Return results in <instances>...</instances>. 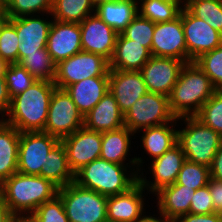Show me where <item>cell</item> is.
I'll use <instances>...</instances> for the list:
<instances>
[{"mask_svg": "<svg viewBox=\"0 0 222 222\" xmlns=\"http://www.w3.org/2000/svg\"><path fill=\"white\" fill-rule=\"evenodd\" d=\"M181 19L187 46V63L222 44V34L206 21L192 15L184 6L181 9Z\"/></svg>", "mask_w": 222, "mask_h": 222, "instance_id": "obj_11", "label": "cell"}, {"mask_svg": "<svg viewBox=\"0 0 222 222\" xmlns=\"http://www.w3.org/2000/svg\"><path fill=\"white\" fill-rule=\"evenodd\" d=\"M19 64L36 80L54 82L57 64L51 58L47 48L39 49V53L27 54Z\"/></svg>", "mask_w": 222, "mask_h": 222, "instance_id": "obj_32", "label": "cell"}, {"mask_svg": "<svg viewBox=\"0 0 222 222\" xmlns=\"http://www.w3.org/2000/svg\"><path fill=\"white\" fill-rule=\"evenodd\" d=\"M54 82L36 80L24 92L11 98L9 118L2 120L21 132L44 131Z\"/></svg>", "mask_w": 222, "mask_h": 222, "instance_id": "obj_1", "label": "cell"}, {"mask_svg": "<svg viewBox=\"0 0 222 222\" xmlns=\"http://www.w3.org/2000/svg\"><path fill=\"white\" fill-rule=\"evenodd\" d=\"M83 126L100 133L109 132L125 126L124 114L120 111L110 91L84 116Z\"/></svg>", "mask_w": 222, "mask_h": 222, "instance_id": "obj_21", "label": "cell"}, {"mask_svg": "<svg viewBox=\"0 0 222 222\" xmlns=\"http://www.w3.org/2000/svg\"><path fill=\"white\" fill-rule=\"evenodd\" d=\"M195 190L183 185L172 184L161 188L155 194L158 196L160 214H163L170 220L189 213L191 199Z\"/></svg>", "mask_w": 222, "mask_h": 222, "instance_id": "obj_24", "label": "cell"}, {"mask_svg": "<svg viewBox=\"0 0 222 222\" xmlns=\"http://www.w3.org/2000/svg\"><path fill=\"white\" fill-rule=\"evenodd\" d=\"M154 28V22L137 14L121 32V34L125 38L134 40L136 43L141 44L151 52Z\"/></svg>", "mask_w": 222, "mask_h": 222, "instance_id": "obj_38", "label": "cell"}, {"mask_svg": "<svg viewBox=\"0 0 222 222\" xmlns=\"http://www.w3.org/2000/svg\"><path fill=\"white\" fill-rule=\"evenodd\" d=\"M65 90L71 96L80 113L85 116L109 91V77H90L68 85Z\"/></svg>", "mask_w": 222, "mask_h": 222, "instance_id": "obj_22", "label": "cell"}, {"mask_svg": "<svg viewBox=\"0 0 222 222\" xmlns=\"http://www.w3.org/2000/svg\"><path fill=\"white\" fill-rule=\"evenodd\" d=\"M8 19H9L8 14L5 11L3 3H1L0 4V30Z\"/></svg>", "mask_w": 222, "mask_h": 222, "instance_id": "obj_50", "label": "cell"}, {"mask_svg": "<svg viewBox=\"0 0 222 222\" xmlns=\"http://www.w3.org/2000/svg\"><path fill=\"white\" fill-rule=\"evenodd\" d=\"M58 187L40 175L16 172L2 183V198L12 213H33L58 194Z\"/></svg>", "mask_w": 222, "mask_h": 222, "instance_id": "obj_3", "label": "cell"}, {"mask_svg": "<svg viewBox=\"0 0 222 222\" xmlns=\"http://www.w3.org/2000/svg\"><path fill=\"white\" fill-rule=\"evenodd\" d=\"M20 132L0 119V183L17 172Z\"/></svg>", "mask_w": 222, "mask_h": 222, "instance_id": "obj_25", "label": "cell"}, {"mask_svg": "<svg viewBox=\"0 0 222 222\" xmlns=\"http://www.w3.org/2000/svg\"><path fill=\"white\" fill-rule=\"evenodd\" d=\"M195 117L222 136V91H216Z\"/></svg>", "mask_w": 222, "mask_h": 222, "instance_id": "obj_37", "label": "cell"}, {"mask_svg": "<svg viewBox=\"0 0 222 222\" xmlns=\"http://www.w3.org/2000/svg\"><path fill=\"white\" fill-rule=\"evenodd\" d=\"M184 65L179 59L151 56L140 69L148 92L169 97Z\"/></svg>", "mask_w": 222, "mask_h": 222, "instance_id": "obj_14", "label": "cell"}, {"mask_svg": "<svg viewBox=\"0 0 222 222\" xmlns=\"http://www.w3.org/2000/svg\"><path fill=\"white\" fill-rule=\"evenodd\" d=\"M208 187L212 197L214 212L222 214V181L210 177Z\"/></svg>", "mask_w": 222, "mask_h": 222, "instance_id": "obj_43", "label": "cell"}, {"mask_svg": "<svg viewBox=\"0 0 222 222\" xmlns=\"http://www.w3.org/2000/svg\"><path fill=\"white\" fill-rule=\"evenodd\" d=\"M8 18H17L35 13L51 14L53 0H2Z\"/></svg>", "mask_w": 222, "mask_h": 222, "instance_id": "obj_35", "label": "cell"}, {"mask_svg": "<svg viewBox=\"0 0 222 222\" xmlns=\"http://www.w3.org/2000/svg\"><path fill=\"white\" fill-rule=\"evenodd\" d=\"M184 7L222 34V0H187Z\"/></svg>", "mask_w": 222, "mask_h": 222, "instance_id": "obj_33", "label": "cell"}, {"mask_svg": "<svg viewBox=\"0 0 222 222\" xmlns=\"http://www.w3.org/2000/svg\"><path fill=\"white\" fill-rule=\"evenodd\" d=\"M172 222H222V214H191L187 213L181 217L174 219Z\"/></svg>", "mask_w": 222, "mask_h": 222, "instance_id": "obj_44", "label": "cell"}, {"mask_svg": "<svg viewBox=\"0 0 222 222\" xmlns=\"http://www.w3.org/2000/svg\"><path fill=\"white\" fill-rule=\"evenodd\" d=\"M65 147L68 164L75 174L82 167L100 158L102 133L81 127L60 139Z\"/></svg>", "mask_w": 222, "mask_h": 222, "instance_id": "obj_12", "label": "cell"}, {"mask_svg": "<svg viewBox=\"0 0 222 222\" xmlns=\"http://www.w3.org/2000/svg\"><path fill=\"white\" fill-rule=\"evenodd\" d=\"M210 168V176L214 179L222 181V145L216 152Z\"/></svg>", "mask_w": 222, "mask_h": 222, "instance_id": "obj_46", "label": "cell"}, {"mask_svg": "<svg viewBox=\"0 0 222 222\" xmlns=\"http://www.w3.org/2000/svg\"><path fill=\"white\" fill-rule=\"evenodd\" d=\"M137 0H115L104 2L95 7V13L118 34L136 17Z\"/></svg>", "mask_w": 222, "mask_h": 222, "instance_id": "obj_26", "label": "cell"}, {"mask_svg": "<svg viewBox=\"0 0 222 222\" xmlns=\"http://www.w3.org/2000/svg\"><path fill=\"white\" fill-rule=\"evenodd\" d=\"M195 63L209 77L217 91H222V44L202 54Z\"/></svg>", "mask_w": 222, "mask_h": 222, "instance_id": "obj_36", "label": "cell"}, {"mask_svg": "<svg viewBox=\"0 0 222 222\" xmlns=\"http://www.w3.org/2000/svg\"><path fill=\"white\" fill-rule=\"evenodd\" d=\"M151 52L134 40L118 34L112 59L109 61V69L124 71H140L151 57Z\"/></svg>", "mask_w": 222, "mask_h": 222, "instance_id": "obj_23", "label": "cell"}, {"mask_svg": "<svg viewBox=\"0 0 222 222\" xmlns=\"http://www.w3.org/2000/svg\"><path fill=\"white\" fill-rule=\"evenodd\" d=\"M176 1H178L179 3H184L185 1H187V0H184V1H182V0H176Z\"/></svg>", "mask_w": 222, "mask_h": 222, "instance_id": "obj_54", "label": "cell"}, {"mask_svg": "<svg viewBox=\"0 0 222 222\" xmlns=\"http://www.w3.org/2000/svg\"><path fill=\"white\" fill-rule=\"evenodd\" d=\"M160 215L162 216H160V219L152 216H142L137 222H172V220L168 219L163 214Z\"/></svg>", "mask_w": 222, "mask_h": 222, "instance_id": "obj_49", "label": "cell"}, {"mask_svg": "<svg viewBox=\"0 0 222 222\" xmlns=\"http://www.w3.org/2000/svg\"><path fill=\"white\" fill-rule=\"evenodd\" d=\"M7 66V63H5L1 58H0V76H4V70L5 67Z\"/></svg>", "mask_w": 222, "mask_h": 222, "instance_id": "obj_51", "label": "cell"}, {"mask_svg": "<svg viewBox=\"0 0 222 222\" xmlns=\"http://www.w3.org/2000/svg\"><path fill=\"white\" fill-rule=\"evenodd\" d=\"M191 214H211L214 213L212 197L208 185L195 190L189 208Z\"/></svg>", "mask_w": 222, "mask_h": 222, "instance_id": "obj_42", "label": "cell"}, {"mask_svg": "<svg viewBox=\"0 0 222 222\" xmlns=\"http://www.w3.org/2000/svg\"><path fill=\"white\" fill-rule=\"evenodd\" d=\"M144 190L138 182L125 193L108 196L107 222H137L143 214Z\"/></svg>", "mask_w": 222, "mask_h": 222, "instance_id": "obj_20", "label": "cell"}, {"mask_svg": "<svg viewBox=\"0 0 222 222\" xmlns=\"http://www.w3.org/2000/svg\"><path fill=\"white\" fill-rule=\"evenodd\" d=\"M178 120L170 111L168 97L152 92L142 95L124 115L125 127L133 133L169 122L173 126Z\"/></svg>", "mask_w": 222, "mask_h": 222, "instance_id": "obj_7", "label": "cell"}, {"mask_svg": "<svg viewBox=\"0 0 222 222\" xmlns=\"http://www.w3.org/2000/svg\"><path fill=\"white\" fill-rule=\"evenodd\" d=\"M92 3L94 4V6H98L99 4L101 3H104V2H110V1H115V0H91Z\"/></svg>", "mask_w": 222, "mask_h": 222, "instance_id": "obj_52", "label": "cell"}, {"mask_svg": "<svg viewBox=\"0 0 222 222\" xmlns=\"http://www.w3.org/2000/svg\"><path fill=\"white\" fill-rule=\"evenodd\" d=\"M84 125V116L65 89L55 88L50 100L44 131L62 139Z\"/></svg>", "mask_w": 222, "mask_h": 222, "instance_id": "obj_9", "label": "cell"}, {"mask_svg": "<svg viewBox=\"0 0 222 222\" xmlns=\"http://www.w3.org/2000/svg\"><path fill=\"white\" fill-rule=\"evenodd\" d=\"M185 160V154L181 147L176 144L170 150L152 161L151 172L154 182L147 181L146 177L143 178L140 174L139 183L144 187V189L149 188V191L156 193L161 188L172 185L176 182L179 171L181 170Z\"/></svg>", "mask_w": 222, "mask_h": 222, "instance_id": "obj_19", "label": "cell"}, {"mask_svg": "<svg viewBox=\"0 0 222 222\" xmlns=\"http://www.w3.org/2000/svg\"><path fill=\"white\" fill-rule=\"evenodd\" d=\"M16 28L18 36V63L27 54L39 53L46 48L52 21L41 19L38 15H26L8 19Z\"/></svg>", "mask_w": 222, "mask_h": 222, "instance_id": "obj_16", "label": "cell"}, {"mask_svg": "<svg viewBox=\"0 0 222 222\" xmlns=\"http://www.w3.org/2000/svg\"><path fill=\"white\" fill-rule=\"evenodd\" d=\"M45 165L41 166V176L50 180L58 188L74 182V173L71 171L65 147L59 141L48 153Z\"/></svg>", "mask_w": 222, "mask_h": 222, "instance_id": "obj_27", "label": "cell"}, {"mask_svg": "<svg viewBox=\"0 0 222 222\" xmlns=\"http://www.w3.org/2000/svg\"><path fill=\"white\" fill-rule=\"evenodd\" d=\"M59 141L58 137L43 131L21 132L17 172L41 176V166L45 165L48 153Z\"/></svg>", "mask_w": 222, "mask_h": 222, "instance_id": "obj_10", "label": "cell"}, {"mask_svg": "<svg viewBox=\"0 0 222 222\" xmlns=\"http://www.w3.org/2000/svg\"><path fill=\"white\" fill-rule=\"evenodd\" d=\"M11 104L5 76H0V113L7 115Z\"/></svg>", "mask_w": 222, "mask_h": 222, "instance_id": "obj_45", "label": "cell"}, {"mask_svg": "<svg viewBox=\"0 0 222 222\" xmlns=\"http://www.w3.org/2000/svg\"><path fill=\"white\" fill-rule=\"evenodd\" d=\"M18 46L16 28L7 20L0 30V58L7 64L18 63Z\"/></svg>", "mask_w": 222, "mask_h": 222, "instance_id": "obj_40", "label": "cell"}, {"mask_svg": "<svg viewBox=\"0 0 222 222\" xmlns=\"http://www.w3.org/2000/svg\"><path fill=\"white\" fill-rule=\"evenodd\" d=\"M127 167L98 158L74 174V182L99 194L112 196L130 190L139 182L138 172L126 175ZM130 178H129V177Z\"/></svg>", "mask_w": 222, "mask_h": 222, "instance_id": "obj_4", "label": "cell"}, {"mask_svg": "<svg viewBox=\"0 0 222 222\" xmlns=\"http://www.w3.org/2000/svg\"><path fill=\"white\" fill-rule=\"evenodd\" d=\"M109 91L125 115L148 90L140 71L109 69Z\"/></svg>", "mask_w": 222, "mask_h": 222, "instance_id": "obj_17", "label": "cell"}, {"mask_svg": "<svg viewBox=\"0 0 222 222\" xmlns=\"http://www.w3.org/2000/svg\"><path fill=\"white\" fill-rule=\"evenodd\" d=\"M82 51L99 54L110 61L113 57L118 33L95 12L80 24Z\"/></svg>", "mask_w": 222, "mask_h": 222, "instance_id": "obj_15", "label": "cell"}, {"mask_svg": "<svg viewBox=\"0 0 222 222\" xmlns=\"http://www.w3.org/2000/svg\"><path fill=\"white\" fill-rule=\"evenodd\" d=\"M94 10L91 0H53L50 15L55 21L80 24Z\"/></svg>", "mask_w": 222, "mask_h": 222, "instance_id": "obj_30", "label": "cell"}, {"mask_svg": "<svg viewBox=\"0 0 222 222\" xmlns=\"http://www.w3.org/2000/svg\"><path fill=\"white\" fill-rule=\"evenodd\" d=\"M142 2L138 7L140 16L152 22L162 23L172 21L177 18L182 9V5L176 0H139Z\"/></svg>", "mask_w": 222, "mask_h": 222, "instance_id": "obj_31", "label": "cell"}, {"mask_svg": "<svg viewBox=\"0 0 222 222\" xmlns=\"http://www.w3.org/2000/svg\"><path fill=\"white\" fill-rule=\"evenodd\" d=\"M4 76L11 98L24 92L36 79L19 63L7 64Z\"/></svg>", "mask_w": 222, "mask_h": 222, "instance_id": "obj_39", "label": "cell"}, {"mask_svg": "<svg viewBox=\"0 0 222 222\" xmlns=\"http://www.w3.org/2000/svg\"><path fill=\"white\" fill-rule=\"evenodd\" d=\"M33 214L38 222H69L62 199L58 195L40 205Z\"/></svg>", "mask_w": 222, "mask_h": 222, "instance_id": "obj_41", "label": "cell"}, {"mask_svg": "<svg viewBox=\"0 0 222 222\" xmlns=\"http://www.w3.org/2000/svg\"><path fill=\"white\" fill-rule=\"evenodd\" d=\"M90 77H109V61L99 54L80 51L56 65L54 84L65 89Z\"/></svg>", "mask_w": 222, "mask_h": 222, "instance_id": "obj_8", "label": "cell"}, {"mask_svg": "<svg viewBox=\"0 0 222 222\" xmlns=\"http://www.w3.org/2000/svg\"><path fill=\"white\" fill-rule=\"evenodd\" d=\"M69 222H107L108 196L69 183L58 189Z\"/></svg>", "mask_w": 222, "mask_h": 222, "instance_id": "obj_6", "label": "cell"}, {"mask_svg": "<svg viewBox=\"0 0 222 222\" xmlns=\"http://www.w3.org/2000/svg\"><path fill=\"white\" fill-rule=\"evenodd\" d=\"M27 215L25 216V213L24 215L23 213H12L9 222H38V219L33 213H27Z\"/></svg>", "mask_w": 222, "mask_h": 222, "instance_id": "obj_47", "label": "cell"}, {"mask_svg": "<svg viewBox=\"0 0 222 222\" xmlns=\"http://www.w3.org/2000/svg\"><path fill=\"white\" fill-rule=\"evenodd\" d=\"M210 168L189 160H185L175 184L186 186L197 190L209 183Z\"/></svg>", "mask_w": 222, "mask_h": 222, "instance_id": "obj_34", "label": "cell"}, {"mask_svg": "<svg viewBox=\"0 0 222 222\" xmlns=\"http://www.w3.org/2000/svg\"><path fill=\"white\" fill-rule=\"evenodd\" d=\"M186 122V127L177 130V144L189 161L210 167L216 152L222 145V136L204 125L195 116L178 118Z\"/></svg>", "mask_w": 222, "mask_h": 222, "instance_id": "obj_5", "label": "cell"}, {"mask_svg": "<svg viewBox=\"0 0 222 222\" xmlns=\"http://www.w3.org/2000/svg\"><path fill=\"white\" fill-rule=\"evenodd\" d=\"M2 198V184L0 183V199Z\"/></svg>", "mask_w": 222, "mask_h": 222, "instance_id": "obj_53", "label": "cell"}, {"mask_svg": "<svg viewBox=\"0 0 222 222\" xmlns=\"http://www.w3.org/2000/svg\"><path fill=\"white\" fill-rule=\"evenodd\" d=\"M46 48L56 64L82 51L79 23L53 20Z\"/></svg>", "mask_w": 222, "mask_h": 222, "instance_id": "obj_18", "label": "cell"}, {"mask_svg": "<svg viewBox=\"0 0 222 222\" xmlns=\"http://www.w3.org/2000/svg\"><path fill=\"white\" fill-rule=\"evenodd\" d=\"M216 91L195 61L185 63L168 97L170 111L176 118L195 116Z\"/></svg>", "mask_w": 222, "mask_h": 222, "instance_id": "obj_2", "label": "cell"}, {"mask_svg": "<svg viewBox=\"0 0 222 222\" xmlns=\"http://www.w3.org/2000/svg\"><path fill=\"white\" fill-rule=\"evenodd\" d=\"M131 135L134 133L125 126L103 132L100 158L109 162L124 164L131 145Z\"/></svg>", "mask_w": 222, "mask_h": 222, "instance_id": "obj_28", "label": "cell"}, {"mask_svg": "<svg viewBox=\"0 0 222 222\" xmlns=\"http://www.w3.org/2000/svg\"><path fill=\"white\" fill-rule=\"evenodd\" d=\"M151 55L179 59L187 63V46L181 11L174 20L155 24Z\"/></svg>", "mask_w": 222, "mask_h": 222, "instance_id": "obj_13", "label": "cell"}, {"mask_svg": "<svg viewBox=\"0 0 222 222\" xmlns=\"http://www.w3.org/2000/svg\"><path fill=\"white\" fill-rule=\"evenodd\" d=\"M143 130L142 147L153 160L177 144V130L170 127L169 123Z\"/></svg>", "mask_w": 222, "mask_h": 222, "instance_id": "obj_29", "label": "cell"}, {"mask_svg": "<svg viewBox=\"0 0 222 222\" xmlns=\"http://www.w3.org/2000/svg\"><path fill=\"white\" fill-rule=\"evenodd\" d=\"M12 212L10 208L5 203L4 199H0V222H9Z\"/></svg>", "mask_w": 222, "mask_h": 222, "instance_id": "obj_48", "label": "cell"}]
</instances>
